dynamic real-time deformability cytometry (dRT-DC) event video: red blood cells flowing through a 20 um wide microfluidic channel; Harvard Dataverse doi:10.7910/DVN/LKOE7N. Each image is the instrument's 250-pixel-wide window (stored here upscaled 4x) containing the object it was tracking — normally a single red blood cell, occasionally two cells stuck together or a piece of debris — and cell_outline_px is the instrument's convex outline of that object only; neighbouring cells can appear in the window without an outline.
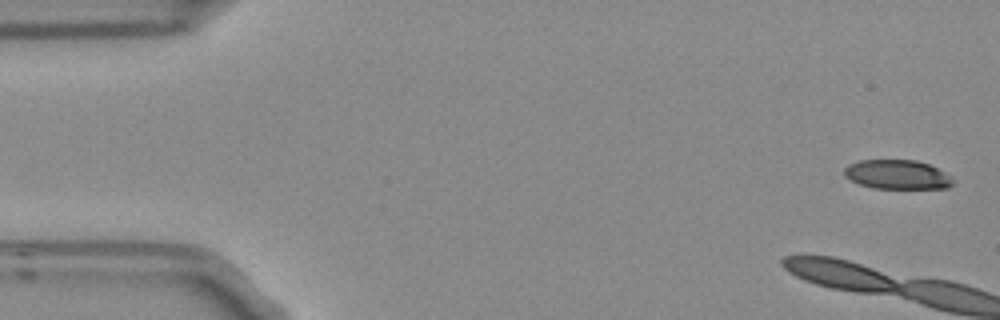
{"species": "Egyptian fruit bat (a non-hibernating species)", "species_latin": "Rousettus aegyptiacus", "temperature_condition": "room temperature", "stored_images_in_passage": 5, "camera_frame_rate_fps": 3000, "um_per_image_px": 0.085, "frame": {"image": 1, "passage_image": 1, "time_ms": 0.0, "image_size_px": [1000, 320], "cell_outline_px": [[956, 180], [948, 188], [872, 188], [860, 184], [844, 176], [844, 168], [848, 164], [860, 160], [916, 160], [928, 164], [952, 176]], "centroid_in_image_um": [76.28, 14.83], "position_along_channel_um": 8.7, "area_um2": 18.55}}
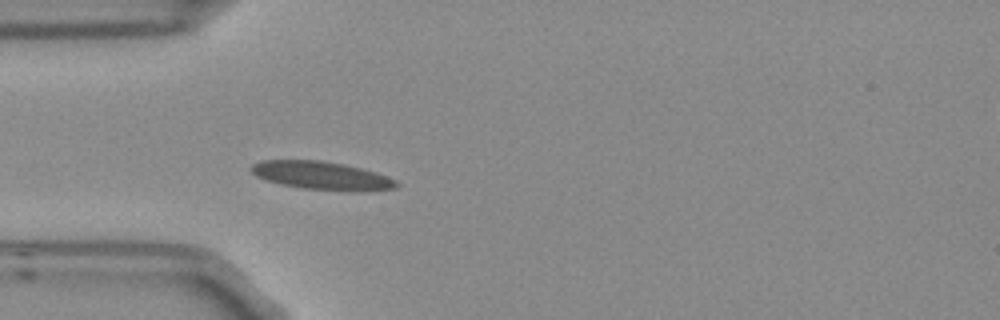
{"frame": {"image": 2, "passage_image": 5, "time_ms": 1.333, "image_size_px": [1000, 320], "cell_outline_px": [[400, 184], [396, 188], [364, 192], [356, 192], [300, 188], [280, 184], [264, 180], [256, 176], [248, 168], [252, 164], [260, 160], [320, 160], [344, 164], [376, 172], [396, 180]], "centroid_in_image_um": [27.34, 14.94], "position_along_channel_um": 57.7, "area_um2": 24.28}}